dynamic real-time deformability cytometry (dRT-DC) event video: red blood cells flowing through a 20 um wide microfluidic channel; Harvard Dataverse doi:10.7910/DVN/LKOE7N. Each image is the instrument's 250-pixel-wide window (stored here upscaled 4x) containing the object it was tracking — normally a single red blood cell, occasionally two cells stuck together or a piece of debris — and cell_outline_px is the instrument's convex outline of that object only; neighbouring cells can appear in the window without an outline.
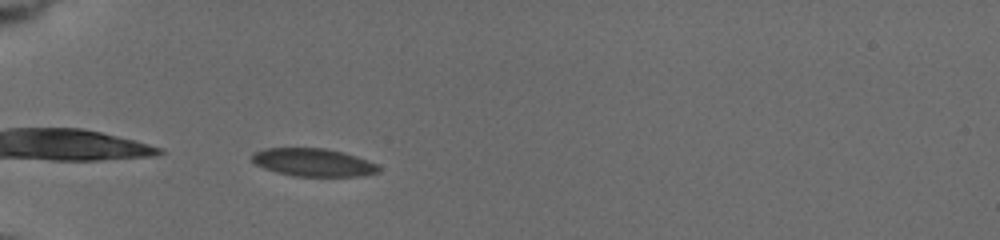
{"species": "common noctule bat (a hibernating species)", "species_latin": "Nyctalus noctula", "temperature_condition": "cold", "stored_images_in_passage": 58, "camera_frame_rate_fps": 3000, "um_per_image_px": 0.085, "animal": {"sex": "female", "body_mass_g": 19.5, "forearm_length_mm": 54.1}, "frame": {"image": 1, "passage_image": 1, "time_ms": 0.0, "image_size_px": [1000, 240], "cell_outline_px": [[380, 172], [360, 176], [292, 176], [276, 172], [264, 168], [256, 164], [248, 156], [252, 152], [264, 148], [324, 148], [344, 152], [356, 156], [376, 164], [380, 168]], "centroid_in_image_um": [26.58, 13.8], "position_along_channel_um": 58.4, "area_um2": 20.75}}
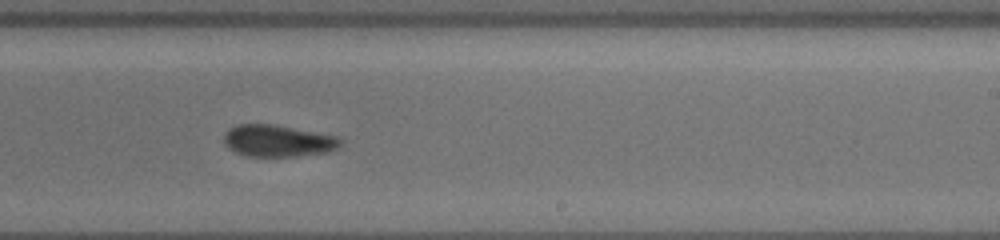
{"frame": {"image": 2, "passage_image": 20, "time_ms": 6.0, "image_size_px": [1000, 240], "cell_outline_px": [[344, 140], [340, 148], [328, 152], [296, 156], [248, 156], [236, 152], [228, 148], [224, 144], [224, 132], [228, 128], [236, 124], [272, 124], [340, 136]], "centroid_in_image_um": [23.66, 11.96], "position_along_channel_um": 265.3, "area_um2": 21.96}}
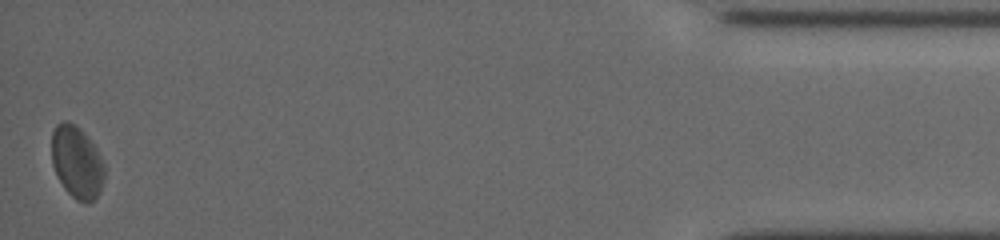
{"frame": {"image": 3, "passage_image": 57, "time_ms": 12.333, "image_size_px": [1000, 240], "cell_outline_px": [[104, 180], [100, 192], [88, 204], [76, 200], [64, 188], [56, 176], [52, 164], [52, 132], [56, 124], [64, 120], [68, 120], [76, 124], [88, 136], [96, 148], [104, 164]], "centroid_in_image_um": [6.52, 13.77], "position_along_channel_um": 428.7, "area_um2": 22.54}, "authors_computed_cell_mechanics": {"area_um2": 21.675, "velocity_mm_per_s": 3.7131, "shape_relaxation_time_tau1_ms": 3.6922, "shape_relaxation_time_tau2_ms": 2.1783, "deformation_change_tau1": 0.0608, "deformation_change_tau2": 0.0418}}